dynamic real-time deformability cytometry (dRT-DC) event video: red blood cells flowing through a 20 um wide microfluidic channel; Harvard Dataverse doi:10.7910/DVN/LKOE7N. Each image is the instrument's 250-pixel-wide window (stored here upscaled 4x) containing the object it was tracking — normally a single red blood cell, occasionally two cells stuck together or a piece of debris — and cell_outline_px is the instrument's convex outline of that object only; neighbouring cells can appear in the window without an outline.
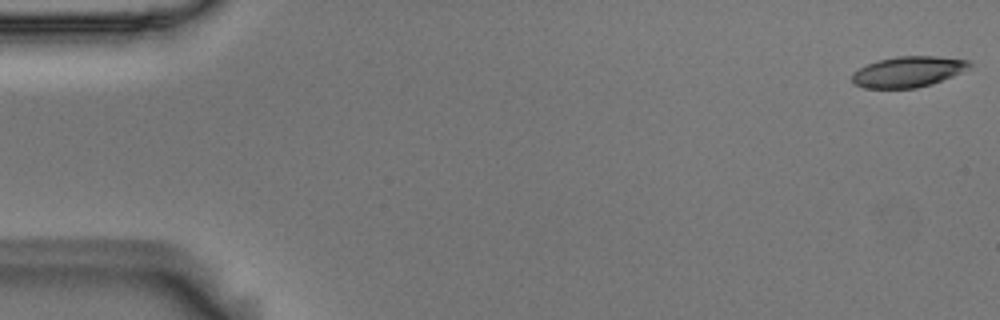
{"species": "Egyptian fruit bat (a non-hibernating species)", "species_latin": "Rousettus aegyptiacus", "temperature_condition": "room temperature", "stored_images_in_passage": 5, "camera_frame_rate_fps": 3000, "um_per_image_px": 0.085, "animal": {"sex": "male"}, "frame": {"image": 1, "passage_image": 1, "time_ms": 0.0, "image_size_px": [1000, 320], "cell_outline_px": [[972, 64], [968, 68], [952, 76], [932, 84], [916, 88], [864, 88], [852, 84], [852, 72], [868, 64], [880, 60], [896, 56], [936, 56], [972, 60]], "centroid_in_image_um": [77.19, 6.1], "position_along_channel_um": 7.8, "area_um2": 21.04}}